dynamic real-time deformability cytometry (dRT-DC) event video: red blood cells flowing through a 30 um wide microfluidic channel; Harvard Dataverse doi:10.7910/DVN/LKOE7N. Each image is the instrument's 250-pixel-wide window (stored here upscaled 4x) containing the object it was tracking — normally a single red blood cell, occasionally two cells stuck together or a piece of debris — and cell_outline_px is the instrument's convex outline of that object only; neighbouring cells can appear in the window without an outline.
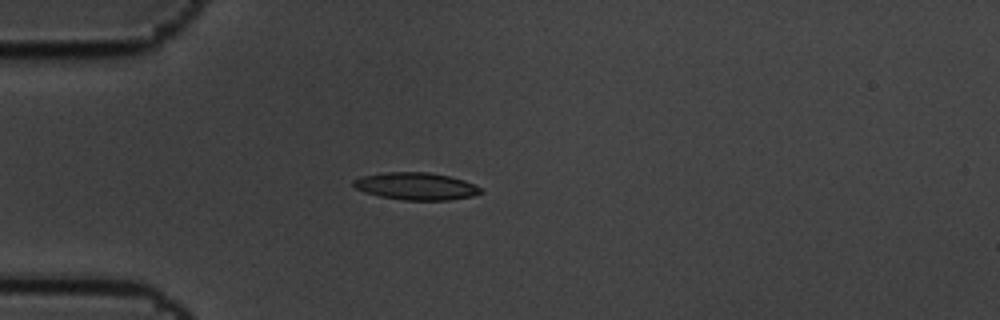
{"species": "common noctule bat (a hibernating species)", "species_latin": "Nyctalus noctula", "temperature_condition": "cold", "stored_images_in_passage": 1, "camera_frame_rate_fps": 3000, "um_per_image_px": 0.085, "animal": {"sex": "male", "body_mass_g": 19.5, "forearm_length_mm": 54.6}, "frame": {"image": 1, "passage_image": 1, "time_ms": 0.0, "image_size_px": [1000, 320], "cell_outline_px": [[484, 192], [472, 196], [448, 200], [404, 200], [380, 196], [364, 192], [356, 188], [352, 184], [352, 180], [360, 176], [380, 172], [428, 172], [448, 176], [464, 180], [480, 188]], "centroid_in_image_um": [35.31, 15.82], "position_along_channel_um": 49.7, "area_um2": 20.29}}